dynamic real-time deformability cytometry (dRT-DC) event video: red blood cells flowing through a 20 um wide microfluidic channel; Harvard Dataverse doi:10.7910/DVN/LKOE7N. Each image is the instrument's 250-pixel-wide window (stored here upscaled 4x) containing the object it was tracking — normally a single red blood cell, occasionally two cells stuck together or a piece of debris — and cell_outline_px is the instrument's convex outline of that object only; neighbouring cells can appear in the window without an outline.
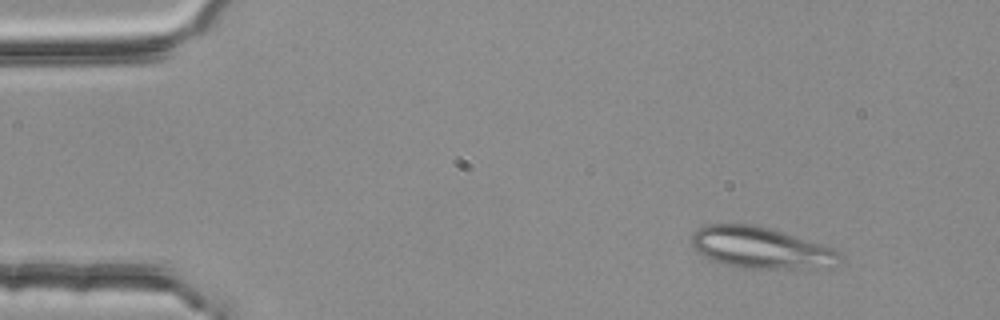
{"species": "common noctule bat (a hibernating species)", "species_latin": "Nyctalus noctula", "temperature_condition": "room temperature", "stored_images_in_passage": 2, "camera_frame_rate_fps": 3000, "um_per_image_px": 0.085, "animal": {"sex": "female", "body_mass_g": 25.1}, "frame": {"image": 1, "passage_image": 1, "time_ms": 0.0, "image_size_px": [1000, 320], "cell_outline_px": [[840, 260], [836, 268], [736, 268], [708, 260], [696, 252], [692, 248], [692, 236], [700, 228], [708, 224], [752, 224], [768, 228], [836, 248], [840, 252]], "centroid_in_image_um": [64.68, 21.09], "position_along_channel_um": 20.3, "area_um2": 36.13}}